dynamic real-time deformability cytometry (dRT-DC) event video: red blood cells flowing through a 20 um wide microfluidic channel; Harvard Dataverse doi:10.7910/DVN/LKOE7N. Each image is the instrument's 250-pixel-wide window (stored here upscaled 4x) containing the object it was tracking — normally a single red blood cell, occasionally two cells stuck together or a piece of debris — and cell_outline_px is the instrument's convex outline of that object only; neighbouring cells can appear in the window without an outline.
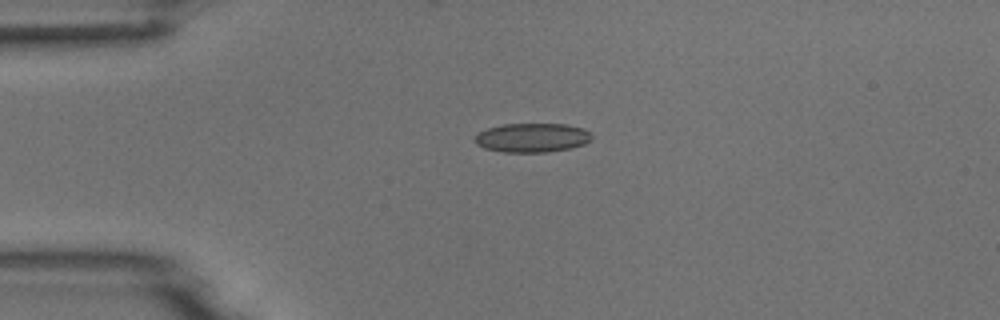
{"species": "common noctule bat (a hibernating species)", "species_latin": "Nyctalus noctula", "temperature_condition": "room temperature", "stored_images_in_passage": 1, "camera_frame_rate_fps": 3000, "um_per_image_px": 0.085, "animal": {"sex": "male", "body_mass_g": 18.8}, "frame": {"image": 1, "passage_image": 1, "time_ms": 0.0, "image_size_px": [1000, 320], "cell_outline_px": [[592, 140], [584, 144], [572, 148], [548, 152], [504, 152], [484, 148], [476, 144], [472, 140], [480, 132], [488, 128], [504, 124], [564, 124], [584, 128], [592, 136]], "centroid_in_image_um": [45.24, 11.71], "position_along_channel_um": 39.8, "area_um2": 19.88}}